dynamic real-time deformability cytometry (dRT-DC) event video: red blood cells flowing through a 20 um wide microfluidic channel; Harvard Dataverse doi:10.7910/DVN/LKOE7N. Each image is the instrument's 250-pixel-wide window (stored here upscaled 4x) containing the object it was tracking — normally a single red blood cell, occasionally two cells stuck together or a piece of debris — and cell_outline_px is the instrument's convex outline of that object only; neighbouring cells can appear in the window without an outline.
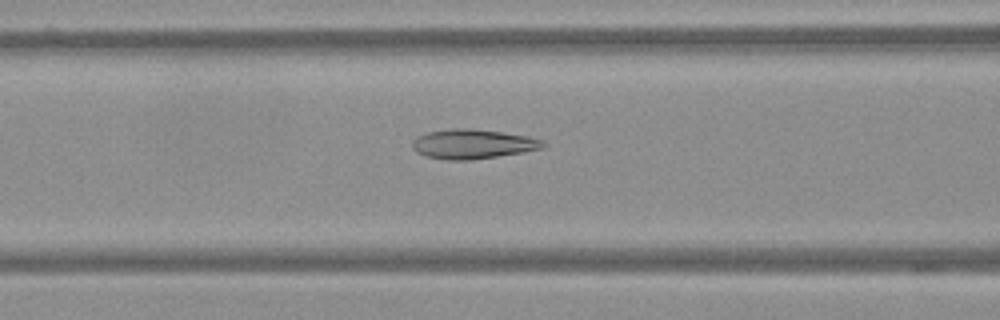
{"species": "Egyptian fruit bat (a non-hibernating species)", "species_latin": "Rousettus aegyptiacus", "temperature_condition": "warm", "stored_images_in_passage": 59, "camera_frame_rate_fps": 3000, "um_per_image_px": 0.085, "frame": {"image": 1, "passage_image": 25, "time_ms": 8.0, "image_size_px": [1000, 320], "cell_outline_px": [[548, 144], [540, 148], [520, 152], [496, 156], [468, 160], [448, 160], [428, 156], [416, 152], [412, 148], [412, 140], [416, 136], [428, 132], [448, 128], [472, 128], [504, 132], [524, 136], [540, 140]], "centroid_in_image_um": [40.1, 12.22], "position_along_channel_um": 126.5, "area_um2": 22.25}}
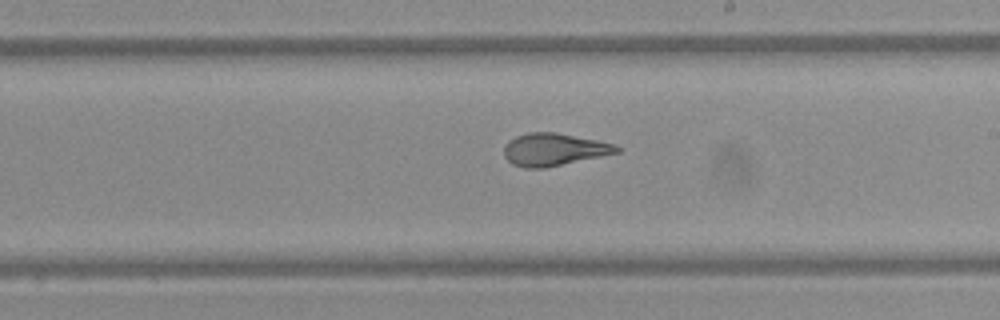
{"frame": {"image": 2, "passage_image": 35, "time_ms": 11.333, "image_size_px": [1000, 320], "cell_outline_px": [[624, 148], [620, 152], [544, 168], [524, 168], [512, 164], [504, 156], [504, 144], [508, 140], [516, 136], [528, 132], [556, 132], [616, 144]], "centroid_in_image_um": [47.08, 12.7], "position_along_channel_um": 241.9, "area_um2": 21.44}}
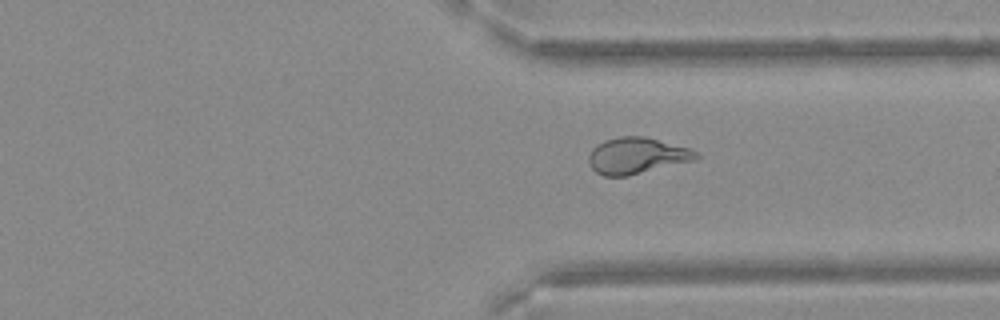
{"frame": {"image": 3, "passage_image": 45, "time_ms": 14.667, "image_size_px": [1000, 320], "cell_outline_px": [[700, 156], [696, 160], [628, 176], [604, 176], [596, 172], [592, 168], [588, 160], [588, 156], [592, 148], [604, 140], [620, 136], [644, 136], [688, 148], [700, 152]], "centroid_in_image_um": [54.14, 13.24], "position_along_channel_um": 357.3, "area_um2": 22.77}}